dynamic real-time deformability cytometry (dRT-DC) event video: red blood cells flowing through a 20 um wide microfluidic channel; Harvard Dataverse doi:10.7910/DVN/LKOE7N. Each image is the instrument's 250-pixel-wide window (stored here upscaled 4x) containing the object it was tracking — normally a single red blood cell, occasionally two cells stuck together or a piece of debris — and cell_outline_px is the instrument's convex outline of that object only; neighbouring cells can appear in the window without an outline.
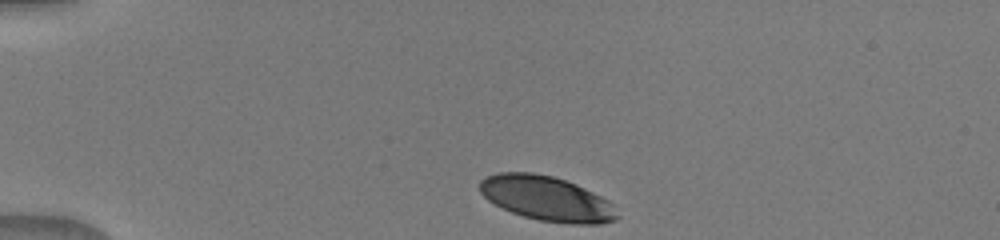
{"species": "human", "species_latin": "Homo sapiens", "temperature_condition": "warm", "stored_images_in_passage": 37, "camera_frame_rate_fps": 3000, "um_per_image_px": 0.085, "donor": {"sex": "male"}, "frame": {"image": 1, "passage_image": 1, "time_ms": 0.0, "image_size_px": [1000, 240], "cell_outline_px": [[620, 216], [616, 220], [600, 224], [568, 224], [540, 220], [524, 216], [512, 212], [488, 200], [480, 192], [480, 180], [496, 172], [532, 172], [552, 176], [576, 184], [608, 200], [612, 204]], "centroid_in_image_um": [46.49, 16.88], "position_along_channel_um": 38.5, "area_um2": 35.66}}
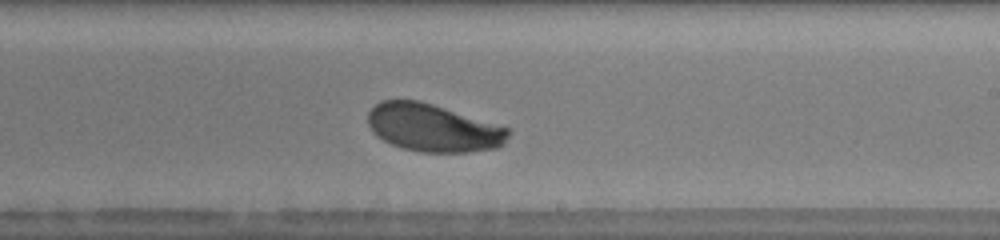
{"frame": {"image": 2, "passage_image": 21, "time_ms": 6.667, "image_size_px": [1000, 240], "cell_outline_px": [[512, 132], [504, 144], [496, 148], [468, 152], [420, 152], [404, 148], [392, 144], [376, 136], [372, 132], [368, 124], [368, 112], [380, 100], [420, 100], [508, 128]], "centroid_in_image_um": [36.8, 10.87], "position_along_channel_um": 252.2, "area_um2": 38.9}}
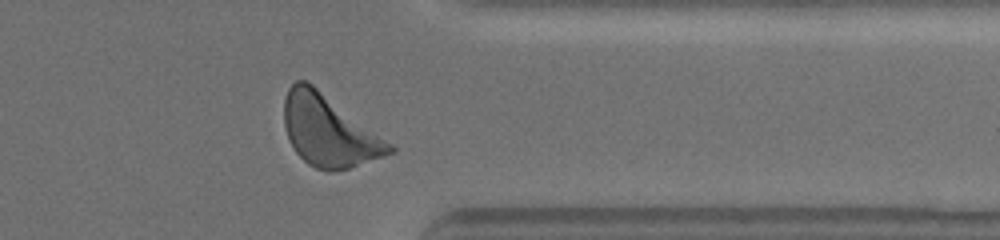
{"frame": {"image": 3, "passage_image": 31, "time_ms": 10.0, "image_size_px": [1000, 240], "cell_outline_px": [[396, 152], [348, 168], [328, 172], [316, 168], [308, 164], [296, 152], [288, 136], [284, 124], [284, 100], [288, 88], [296, 80], [308, 80], [392, 144], [396, 148]], "centroid_in_image_um": [27.95, 11.11], "position_along_channel_um": 383.5, "area_um2": 43.47}}